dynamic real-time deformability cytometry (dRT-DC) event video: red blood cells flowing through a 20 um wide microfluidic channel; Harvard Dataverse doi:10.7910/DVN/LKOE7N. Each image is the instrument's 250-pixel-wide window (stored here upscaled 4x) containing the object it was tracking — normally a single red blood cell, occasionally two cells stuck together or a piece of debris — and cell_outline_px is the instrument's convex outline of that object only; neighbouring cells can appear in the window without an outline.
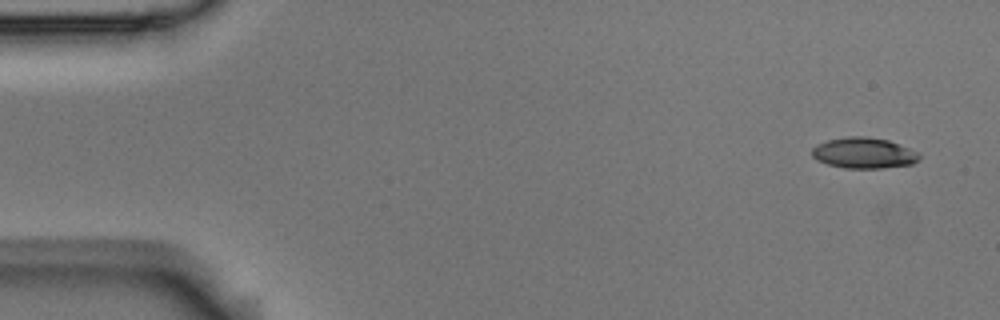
{"species": "Egyptian fruit bat (a non-hibernating species)", "species_latin": "Rousettus aegyptiacus", "temperature_condition": "room temperature", "stored_images_in_passage": 5, "camera_frame_rate_fps": 3000, "um_per_image_px": 0.085, "animal": {"sex": "male"}, "frame": {"image": 1, "passage_image": 1, "time_ms": 0.0, "image_size_px": [1000, 320], "cell_outline_px": [[920, 160], [912, 164], [884, 168], [844, 168], [828, 164], [816, 160], [812, 156], [812, 148], [816, 144], [828, 140], [848, 136], [864, 136], [888, 140], [920, 152]], "centroid_in_image_um": [73.44, 13.01], "position_along_channel_um": 11.6, "area_um2": 19.42}}